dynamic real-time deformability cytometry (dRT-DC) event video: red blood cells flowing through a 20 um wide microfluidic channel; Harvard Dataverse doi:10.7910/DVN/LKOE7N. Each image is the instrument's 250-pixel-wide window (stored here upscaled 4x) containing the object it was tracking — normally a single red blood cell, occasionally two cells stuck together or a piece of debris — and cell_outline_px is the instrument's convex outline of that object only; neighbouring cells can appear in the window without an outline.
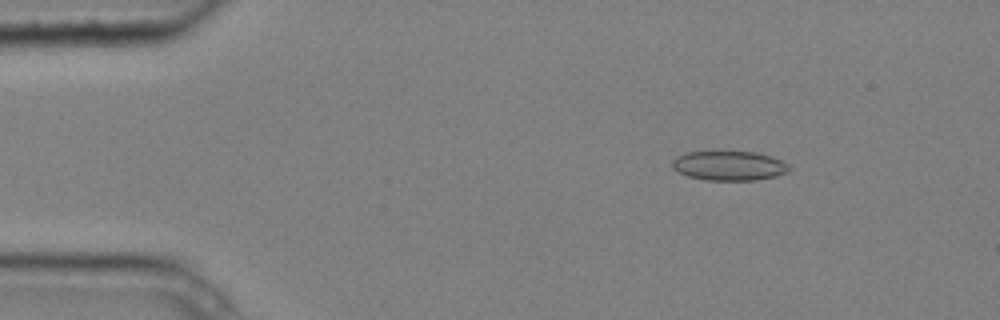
{"species": "common noctule bat (a hibernating species)", "species_latin": "Nyctalus noctula", "temperature_condition": "cold", "stored_images_in_passage": 8, "camera_frame_rate_fps": 3000, "um_per_image_px": 0.085, "animal": {"sex": "male", "body_mass_g": 20.4}, "frame": {"image": 1, "passage_image": 2, "time_ms": 0.333, "image_size_px": [1000, 320], "cell_outline_px": [[792, 168], [788, 172], [776, 176], [756, 180], [708, 180], [688, 176], [672, 168], [672, 160], [676, 156], [684, 152], [756, 152], [772, 156], [788, 164]], "centroid_in_image_um": [61.99, 14.08], "position_along_channel_um": 23.0, "area_um2": 20.11}}
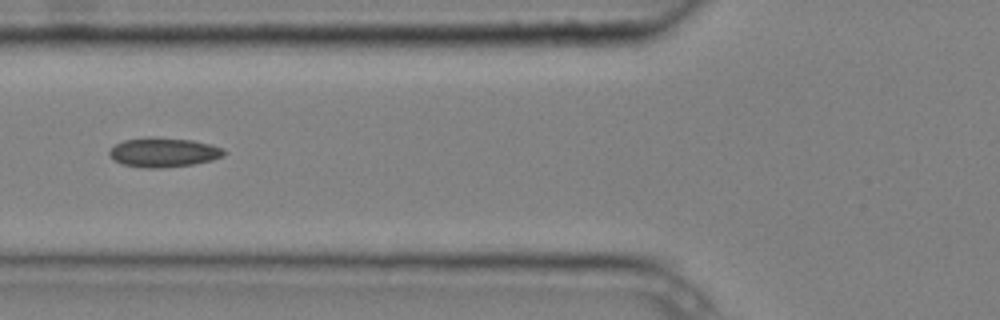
{"frame": {"image": 2, "passage_image": 6, "time_ms": 1.667, "image_size_px": [1000, 320], "cell_outline_px": [[228, 152], [224, 156], [212, 160], [192, 164], [160, 168], [148, 168], [124, 164], [116, 160], [108, 152], [116, 144], [124, 140], [152, 136], [192, 140], [212, 144], [224, 148]], "centroid_in_image_um": [13.98, 12.93], "position_along_channel_um": 111.8, "area_um2": 19.59}}
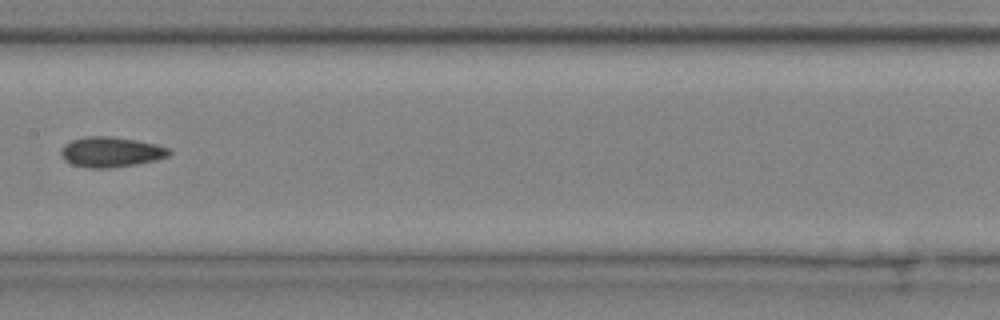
{"frame": {"image": 3, "passage_image": 8, "time_ms": 2.333, "image_size_px": [1000, 320], "cell_outline_px": [[172, 152], [168, 156], [156, 160], [136, 164], [108, 168], [88, 168], [72, 164], [64, 160], [60, 156], [60, 148], [64, 144], [72, 140], [88, 136], [108, 136], [136, 140], [156, 144], [168, 148]], "centroid_in_image_um": [9.4, 12.92], "position_along_channel_um": 198.0, "area_um2": 19.07}}